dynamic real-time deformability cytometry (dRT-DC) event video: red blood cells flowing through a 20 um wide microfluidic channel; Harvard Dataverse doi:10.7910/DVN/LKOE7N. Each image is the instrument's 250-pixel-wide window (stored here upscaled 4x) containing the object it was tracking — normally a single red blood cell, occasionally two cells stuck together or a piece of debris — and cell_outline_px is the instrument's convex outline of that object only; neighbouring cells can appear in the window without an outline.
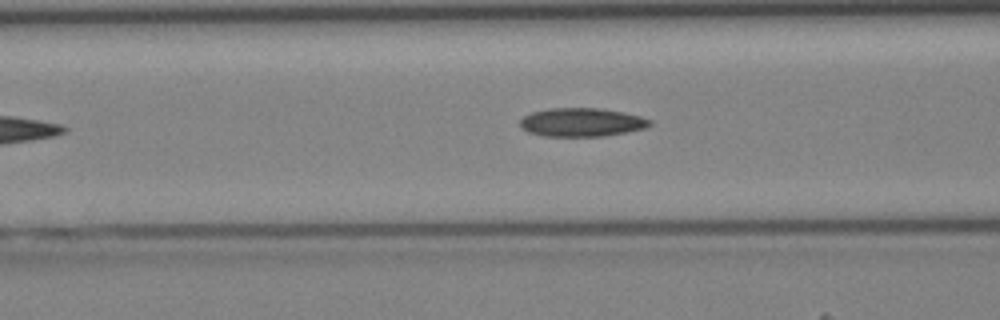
{"species": "Egyptian fruit bat (a non-hibernating species)", "species_latin": "Rousettus aegyptiacus", "temperature_condition": "cold", "stored_images_in_passage": 26, "camera_frame_rate_fps": 3000, "um_per_image_px": 0.085, "animal": {"sex": "female"}, "frame": {"image": 1, "passage_image": 6, "time_ms": 1.667, "image_size_px": [1000, 320], "cell_outline_px": [[652, 124], [644, 128], [624, 132], [600, 136], [544, 136], [528, 132], [520, 124], [520, 120], [524, 116], [532, 112], [548, 108], [600, 108], [624, 112], [640, 116], [652, 120]], "centroid_in_image_um": [49.44, 10.38], "position_along_channel_um": 117.2, "area_um2": 21.44}}
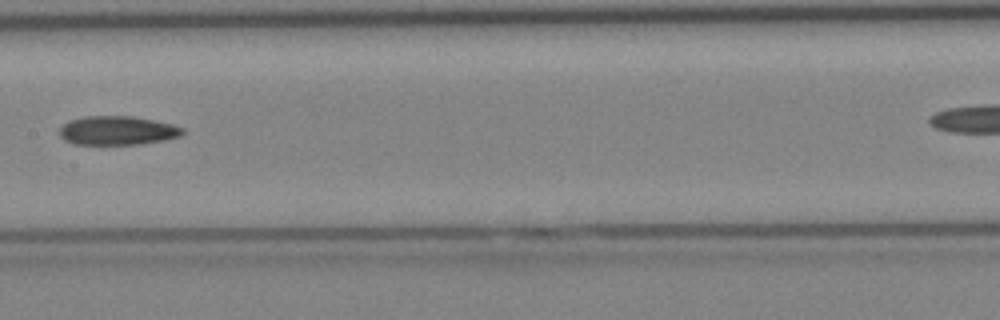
{"frame": {"image": 2, "passage_image": 11, "time_ms": 3.333, "image_size_px": [1000, 320], "cell_outline_px": [[184, 132], [180, 136], [164, 140], [140, 144], [76, 144], [64, 140], [60, 136], [60, 128], [68, 120], [84, 116], [132, 116], [172, 124], [184, 128]], "centroid_in_image_um": [9.97, 11.09], "position_along_channel_um": 197.4, "area_um2": 20.69}}
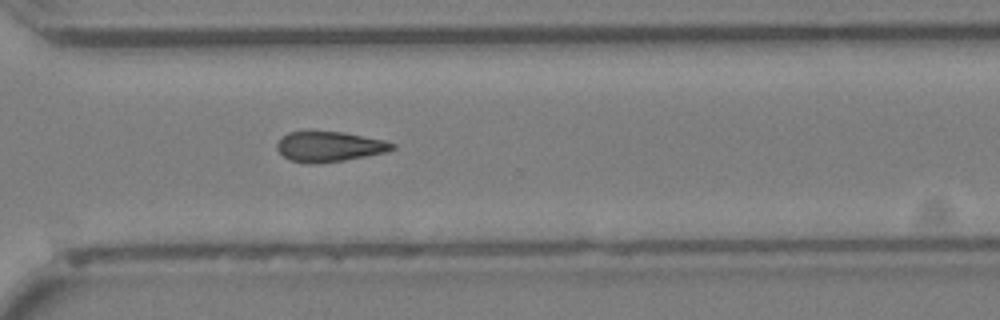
{"frame": {"image": 3, "passage_image": 20, "time_ms": 6.333, "image_size_px": [1000, 320], "cell_outline_px": [[396, 148], [388, 152], [344, 160], [308, 164], [292, 160], [284, 156], [276, 148], [276, 144], [288, 132], [344, 132], [384, 140], [396, 144]], "centroid_in_image_um": [28.04, 12.46], "position_along_channel_um": 342.6, "area_um2": 20.06}}